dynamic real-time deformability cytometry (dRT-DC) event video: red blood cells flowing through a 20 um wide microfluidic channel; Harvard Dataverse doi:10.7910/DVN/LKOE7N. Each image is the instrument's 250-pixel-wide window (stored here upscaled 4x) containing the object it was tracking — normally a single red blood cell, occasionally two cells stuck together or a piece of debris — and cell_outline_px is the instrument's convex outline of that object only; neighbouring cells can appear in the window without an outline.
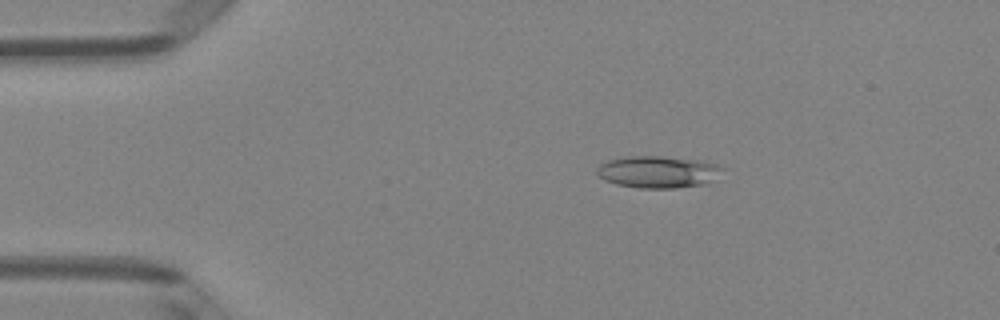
{"species": "Egyptian fruit bat (a non-hibernating species)", "species_latin": "Rousettus aegyptiacus", "temperature_condition": "room temperature", "stored_images_in_passage": 43, "camera_frame_rate_fps": 3000, "um_per_image_px": 0.085, "animal": {"sex": "female"}, "frame": {"image": 1, "passage_image": 2, "time_ms": 0.333, "image_size_px": [1000, 320], "cell_outline_px": [[724, 168], [712, 180], [704, 184], [676, 188], [640, 188], [616, 184], [604, 180], [596, 172], [596, 168], [600, 164], [608, 160], [628, 156], [660, 156], [700, 160], [716, 164]], "centroid_in_image_um": [55.9, 14.61], "position_along_channel_um": 29.1, "area_um2": 23.29}}
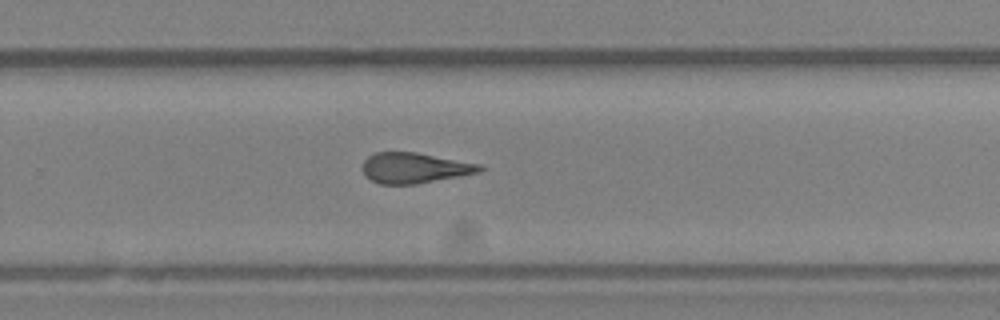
{"frame": {"image": 2, "passage_image": 26, "time_ms": 8.333, "image_size_px": [1000, 320], "cell_outline_px": [[484, 168], [480, 172], [460, 176], [416, 184], [380, 184], [364, 176], [360, 168], [364, 160], [368, 156], [376, 152], [416, 152], [480, 164]], "centroid_in_image_um": [35.19, 14.27], "position_along_channel_um": 294.6, "area_um2": 20.92}}
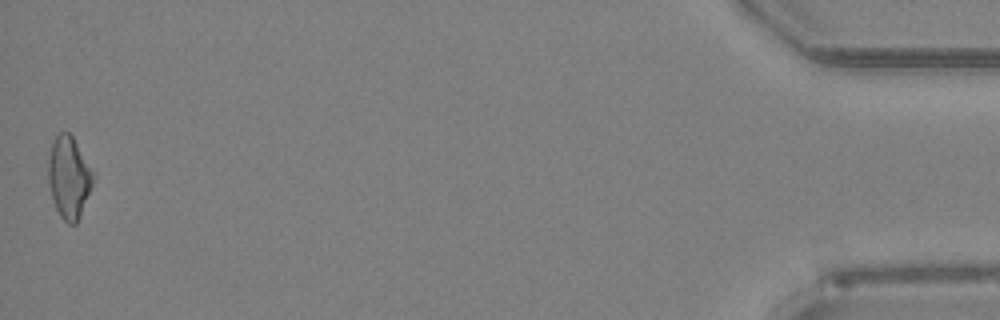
{"frame": {"image": 3, "passage_image": 43, "time_ms": 14.0, "image_size_px": [1000, 320], "cell_outline_px": [[96, 176], [80, 216], [76, 224], [68, 224], [60, 216], [52, 200], [48, 184], [48, 160], [52, 140], [60, 132], [68, 132], [72, 136]], "centroid_in_image_um": [5.85, 15.08], "position_along_channel_um": 429.4, "area_um2": 21.5}, "authors_computed_cell_mechanics": {"area_um2": 21.3282, "velocity_mm_per_s": 4.0235, "shape_relaxation_time_tau1_ms": null, "shape_relaxation_time_tau2_ms": 4.1563, "deformation_change_tau1": null, "deformation_change_tau2": 0.1624}}